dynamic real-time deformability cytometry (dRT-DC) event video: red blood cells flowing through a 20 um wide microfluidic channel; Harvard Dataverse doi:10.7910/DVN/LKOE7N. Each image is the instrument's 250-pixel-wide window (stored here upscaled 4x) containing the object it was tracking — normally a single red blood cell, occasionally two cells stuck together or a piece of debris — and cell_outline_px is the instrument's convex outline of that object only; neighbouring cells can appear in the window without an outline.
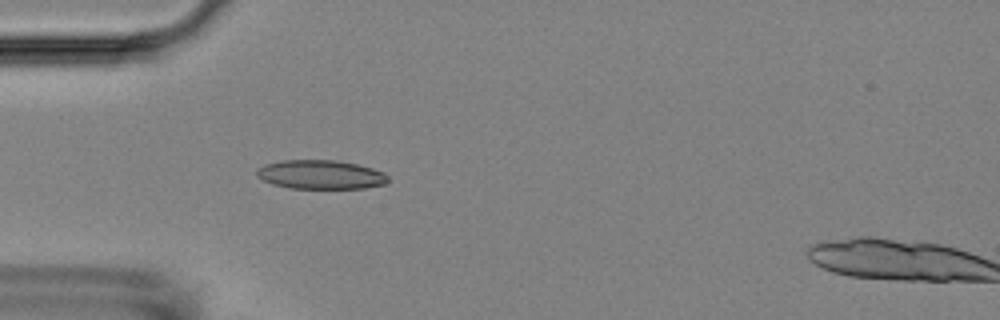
{"species": "Egyptian fruit bat (a non-hibernating species)", "species_latin": "Rousettus aegyptiacus", "temperature_condition": "room temperature", "stored_images_in_passage": 44, "camera_frame_rate_fps": 3000, "um_per_image_px": 0.085, "animal": {"sex": "female"}, "frame": {"image": 1, "passage_image": 5, "time_ms": 1.333, "image_size_px": [1000, 320], "cell_outline_px": [[388, 180], [384, 184], [364, 188], [288, 188], [272, 184], [256, 176], [256, 168], [264, 164], [284, 160], [336, 160], [356, 164], [372, 168], [384, 172], [388, 176]], "centroid_in_image_um": [27.22, 14.84], "position_along_channel_um": 57.8, "area_um2": 22.2}}
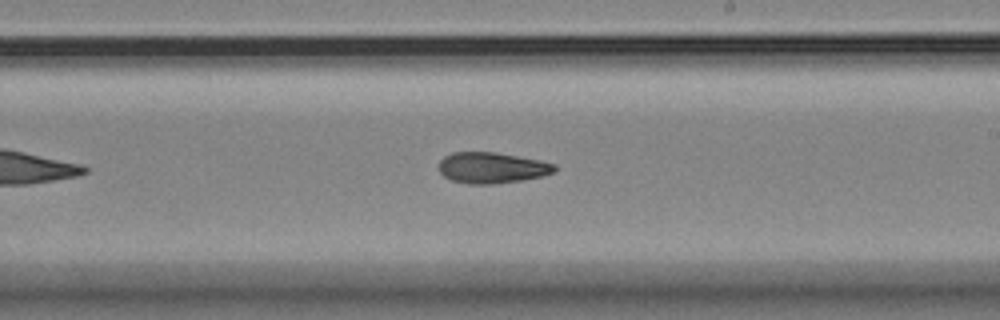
{"frame": {"image": 2, "passage_image": 21, "time_ms": 6.667, "image_size_px": [1000, 320], "cell_outline_px": [[556, 172], [544, 176], [524, 180], [492, 184], [468, 184], [452, 180], [444, 176], [440, 172], [440, 160], [444, 156], [452, 152], [496, 152], [540, 160], [556, 164]], "centroid_in_image_um": [41.85, 14.26], "position_along_channel_um": 247.2, "area_um2": 21.04}}
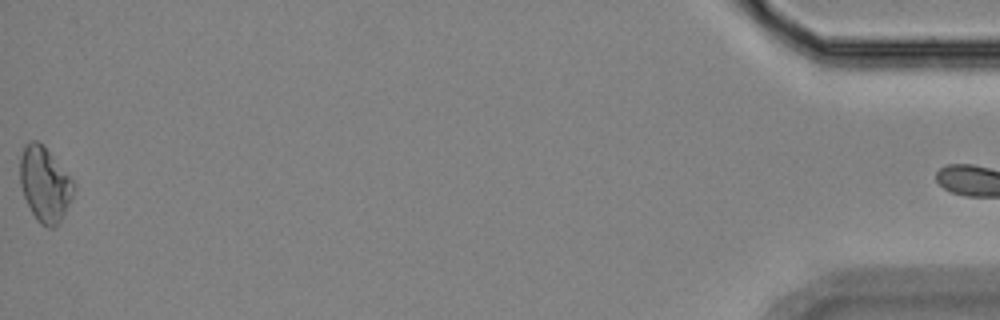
{"frame": {"image": 3, "passage_image": 44, "time_ms": 14.333, "image_size_px": [1000, 320], "cell_outline_px": [[76, 188], [60, 220], [52, 228], [48, 228], [40, 224], [36, 220], [24, 196], [20, 184], [20, 156], [24, 148], [32, 140], [36, 140], [48, 152], [72, 180]], "centroid_in_image_um": [3.78, 15.7], "position_along_channel_um": 431.4, "area_um2": 22.6}, "authors_computed_cell_mechanics": {"area_um2": 21.2704, "velocity_mm_per_s": 3.6152, "shape_relaxation_time_tau1_ms": null, "shape_relaxation_time_tau2_ms": 6.9145, "deformation_change_tau1": null, "deformation_change_tau2": 0.123}}